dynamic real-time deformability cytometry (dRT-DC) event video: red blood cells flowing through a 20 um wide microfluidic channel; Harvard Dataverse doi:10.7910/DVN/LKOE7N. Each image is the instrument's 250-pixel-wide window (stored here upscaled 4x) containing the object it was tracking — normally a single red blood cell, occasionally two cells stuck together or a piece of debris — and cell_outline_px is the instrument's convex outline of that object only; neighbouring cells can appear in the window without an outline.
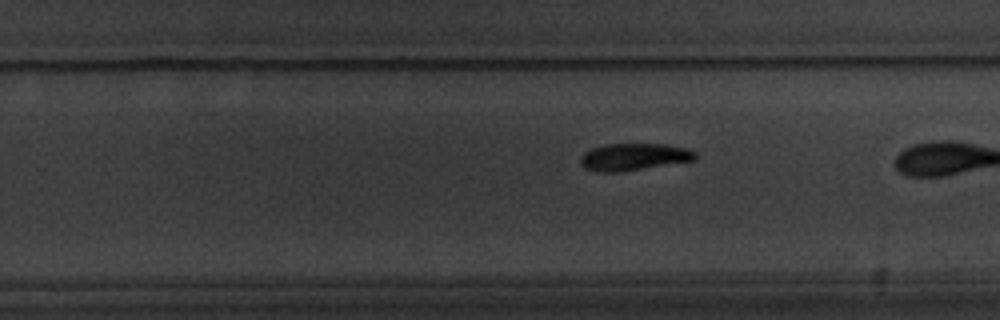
{"species": "common noctule bat (a hibernating species)", "species_latin": "Nyctalus noctula", "temperature_condition": "warm", "stored_images_in_passage": 10, "segment_of_instrument_passage": [2, 2], "camera_frame_rate_fps": 3000, "um_per_image_px": 0.085, "animal": {"sex": "male", "body_mass_g": 20.1, "forearm_length_mm": 53.5}, "frame": {"image": 1, "passage_image": 10, "time_ms": 11.333, "image_size_px": [1000, 320], "cell_outline_px": [[696, 160], [620, 172], [596, 172], [584, 168], [580, 164], [580, 156], [584, 152], [592, 148], [604, 144], [664, 144], [688, 148], [696, 152]], "centroid_in_image_um": [53.85, 13.34], "position_along_channel_um": 275.9, "area_um2": 18.32}}